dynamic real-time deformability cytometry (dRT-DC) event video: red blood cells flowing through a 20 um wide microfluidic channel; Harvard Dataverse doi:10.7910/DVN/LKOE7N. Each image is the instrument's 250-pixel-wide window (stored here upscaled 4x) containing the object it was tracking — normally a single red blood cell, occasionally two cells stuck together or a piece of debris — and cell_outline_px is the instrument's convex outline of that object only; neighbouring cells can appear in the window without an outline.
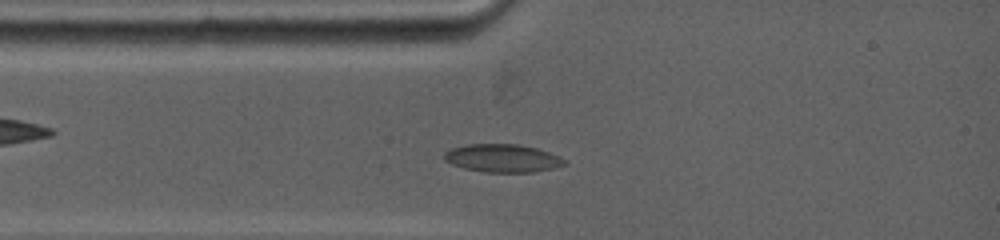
{"species": "common noctule bat (a hibernating species)", "species_latin": "Nyctalus noctula", "temperature_condition": "warm", "stored_images_in_passage": 34, "camera_frame_rate_fps": 5000, "um_per_image_px": 0.085, "animal": {"sex": "female", "body_mass_g": 19.0, "forearm_length_mm": 53.3}, "frame": {"image": 1, "passage_image": 6, "time_ms": 2.2, "image_size_px": [1000, 240], "cell_outline_px": [[568, 164], [552, 168], [532, 172], [484, 172], [464, 168], [452, 164], [444, 160], [444, 152], [452, 148], [468, 144], [516, 144], [536, 148], [560, 156], [568, 160]], "centroid_in_image_um": [42.74, 13.45], "position_along_channel_um": 42.3, "area_um2": 19.65}}
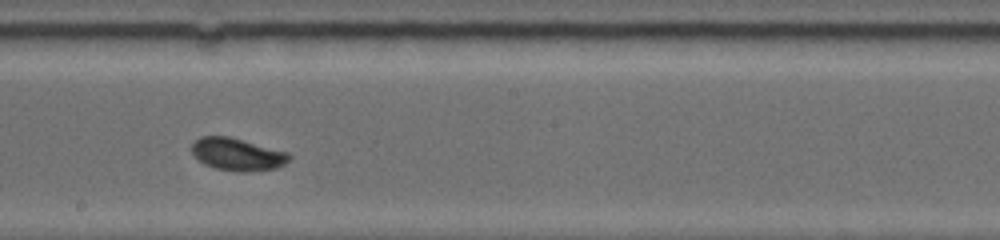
{"frame": {"image": 2, "passage_image": 16, "time_ms": 7.0, "image_size_px": [1000, 240], "cell_outline_px": [[292, 156], [284, 164], [276, 168], [216, 168], [204, 164], [192, 152], [192, 144], [200, 136], [228, 136], [288, 152]], "centroid_in_image_um": [20.15, 13.04], "position_along_channel_um": 228.0, "area_um2": 17.28}}
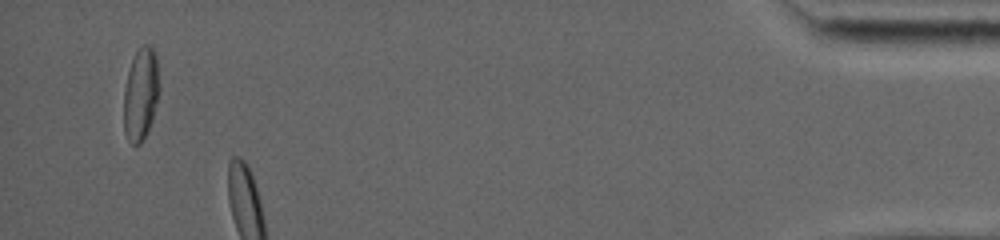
{"frame": {"image": 3, "passage_image": 31, "time_ms": 14.0, "image_size_px": [1000, 240], "cell_outline_px": [[160, 92], [152, 120], [140, 144], [132, 144], [128, 140], [124, 132], [124, 88], [128, 72], [132, 60], [140, 44], [148, 44], [156, 52], [160, 88]], "centroid_in_image_um": [11.98, 7.96], "position_along_channel_um": 423.2, "area_um2": 19.36}, "authors_computed_cell_mechanics": {"area_um2": 18.3804, "velocity_mm_per_s": 3.8693, "shape_relaxation_time_tau1_ms": 3.3364, "shape_relaxation_time_tau2_ms": null, "deformation_change_tau1": 0.1043, "deformation_change_tau2": null}}